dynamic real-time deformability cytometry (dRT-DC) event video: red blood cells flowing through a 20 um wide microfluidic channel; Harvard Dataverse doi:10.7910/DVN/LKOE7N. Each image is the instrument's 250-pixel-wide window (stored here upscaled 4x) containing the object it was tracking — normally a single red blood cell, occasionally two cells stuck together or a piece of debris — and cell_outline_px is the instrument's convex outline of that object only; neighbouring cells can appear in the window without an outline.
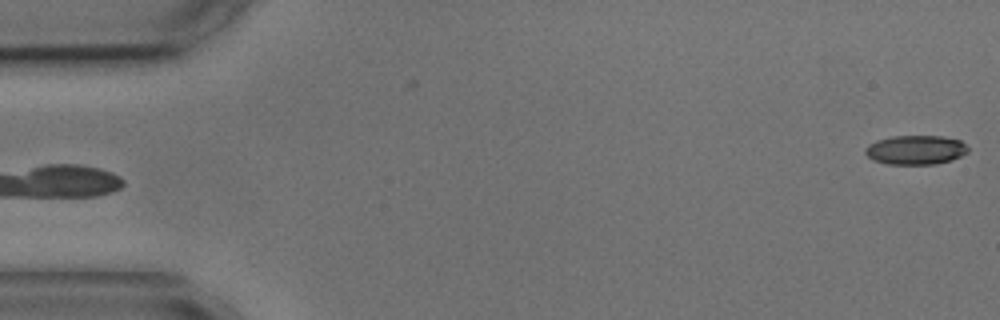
{"species": "common noctule bat (a hibernating species)", "species_latin": "Nyctalus noctula", "temperature_condition": "cold", "stored_images_in_passage": 5, "segment_of_instrument_passage": [2, 2], "camera_frame_rate_fps": 3000, "um_per_image_px": 0.085, "animal": {"sex": "male", "body_mass_g": 17.9, "forearm_length_mm": 54.2}, "frame": {"image": 1, "passage_image": 5, "time_ms": 4.667, "image_size_px": [1000, 320], "cell_outline_px": [[968, 152], [952, 160], [936, 164], [888, 164], [872, 160], [864, 152], [864, 148], [868, 144], [876, 140], [892, 136], [944, 136], [960, 140], [968, 148]], "centroid_in_image_um": [77.81, 12.74], "position_along_channel_um": 7.2, "area_um2": 17.63}}